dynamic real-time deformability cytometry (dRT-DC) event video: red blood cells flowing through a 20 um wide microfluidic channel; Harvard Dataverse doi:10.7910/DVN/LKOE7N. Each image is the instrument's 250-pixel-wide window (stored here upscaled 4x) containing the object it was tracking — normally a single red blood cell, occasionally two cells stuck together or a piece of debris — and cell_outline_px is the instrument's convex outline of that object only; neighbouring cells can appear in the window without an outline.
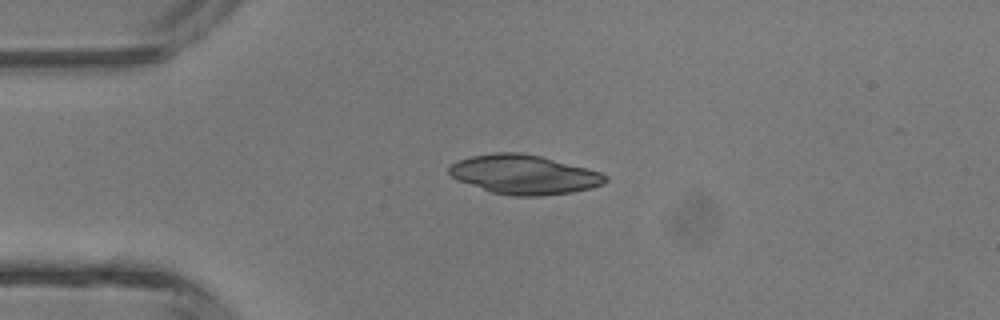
{"species": "common noctule bat (a hibernating species)", "species_latin": "Nyctalus noctula", "temperature_condition": "room temperature", "stored_images_in_passage": 3, "camera_frame_rate_fps": 3000, "um_per_image_px": 0.085, "animal": {"sex": "male", "body_mass_g": 13.3}, "frame": {"image": 1, "passage_image": 1, "time_ms": 0.0, "image_size_px": [1000, 320], "cell_outline_px": [[608, 180], [604, 184], [572, 192], [540, 196], [512, 196], [492, 192], [460, 180], [452, 176], [448, 172], [448, 168], [452, 164], [460, 160], [472, 156], [496, 152], [520, 152], [540, 156], [600, 172], [608, 176]], "centroid_in_image_um": [44.56, 14.84], "position_along_channel_um": 40.4, "area_um2": 35.26}}